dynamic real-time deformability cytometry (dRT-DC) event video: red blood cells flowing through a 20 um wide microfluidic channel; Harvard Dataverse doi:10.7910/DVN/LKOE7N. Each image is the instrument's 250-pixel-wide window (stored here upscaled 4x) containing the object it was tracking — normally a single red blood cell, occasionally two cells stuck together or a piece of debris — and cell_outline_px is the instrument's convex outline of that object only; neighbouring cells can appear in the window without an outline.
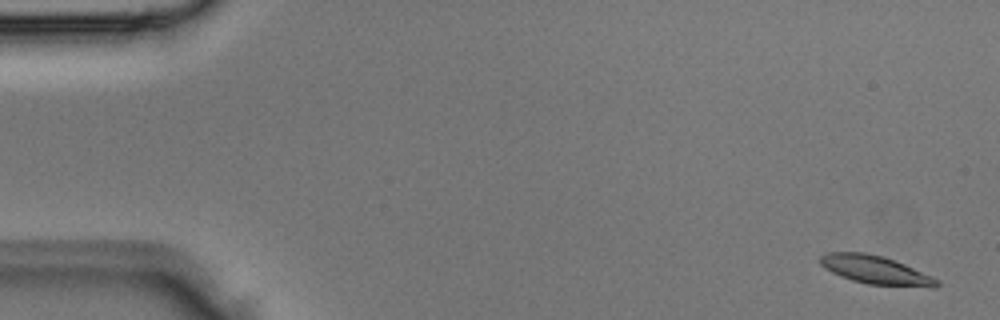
{"species": "Egyptian fruit bat (a non-hibernating species)", "species_latin": "Rousettus aegyptiacus", "temperature_condition": "room temperature", "stored_images_in_passage": 5, "camera_frame_rate_fps": 3000, "um_per_image_px": 0.085, "animal": {"sex": "male"}, "frame": {"image": 1, "passage_image": 1, "time_ms": 0.0, "image_size_px": [1000, 320], "cell_outline_px": [[940, 284], [936, 288], [932, 288], [868, 284], [852, 280], [840, 276], [824, 268], [820, 264], [820, 256], [828, 252], [864, 252], [884, 256], [896, 260], [932, 276], [940, 280]], "centroid_in_image_um": [74.47, 22.95], "position_along_channel_um": 10.5, "area_um2": 19.59}}
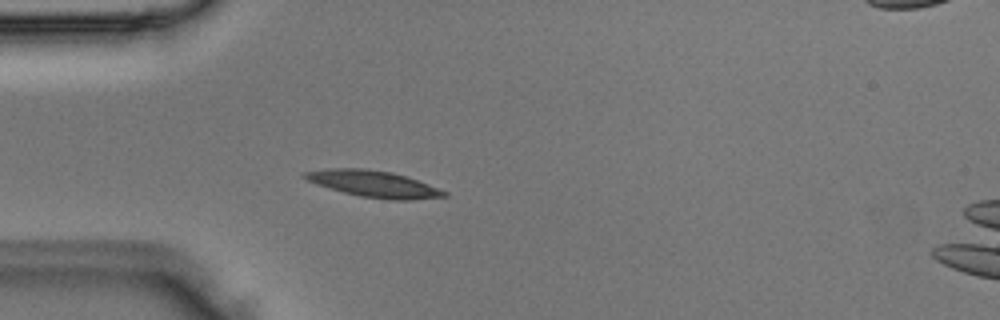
{"frame": {"image": 2, "passage_image": 4, "time_ms": 1.0, "image_size_px": [1000, 320], "cell_outline_px": [[448, 196], [412, 200], [388, 200], [360, 196], [344, 192], [316, 184], [300, 176], [304, 172], [328, 168], [364, 168], [392, 172], [408, 176], [448, 192]], "centroid_in_image_um": [31.78, 15.63], "position_along_channel_um": 53.2, "area_um2": 21.62}}